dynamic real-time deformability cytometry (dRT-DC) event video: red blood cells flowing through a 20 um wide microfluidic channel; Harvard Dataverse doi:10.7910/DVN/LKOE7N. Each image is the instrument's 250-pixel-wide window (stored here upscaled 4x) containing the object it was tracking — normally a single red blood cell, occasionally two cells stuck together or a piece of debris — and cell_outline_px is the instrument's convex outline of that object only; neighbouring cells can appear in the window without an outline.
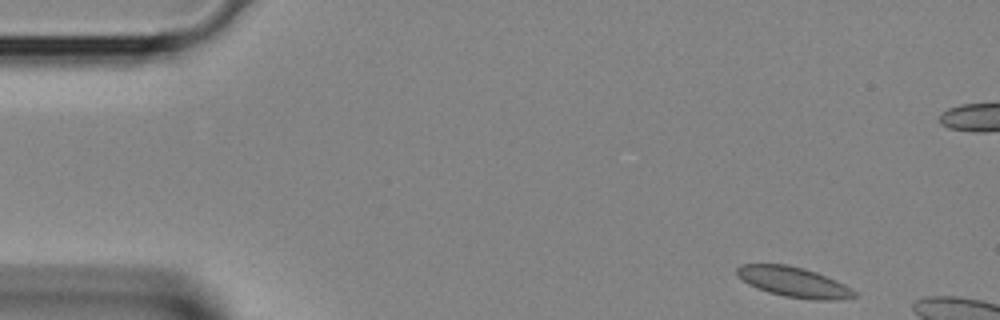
{"species": "Egyptian fruit bat (a non-hibernating species)", "species_latin": "Rousettus aegyptiacus", "temperature_condition": "room temperature", "stored_images_in_passage": 6, "camera_frame_rate_fps": 3000, "um_per_image_px": 0.085, "animal": {"sex": "female"}, "frame": {"image": 1, "passage_image": 1, "time_ms": 0.0, "image_size_px": [1000, 320], "cell_outline_px": [[860, 296], [840, 300], [812, 300], [784, 296], [768, 292], [756, 288], [748, 284], [736, 276], [736, 268], [744, 264], [784, 264], [804, 268], [816, 272], [836, 280], [852, 288]], "centroid_in_image_um": [67.49, 23.99], "position_along_channel_um": 17.5, "area_um2": 20.87}}